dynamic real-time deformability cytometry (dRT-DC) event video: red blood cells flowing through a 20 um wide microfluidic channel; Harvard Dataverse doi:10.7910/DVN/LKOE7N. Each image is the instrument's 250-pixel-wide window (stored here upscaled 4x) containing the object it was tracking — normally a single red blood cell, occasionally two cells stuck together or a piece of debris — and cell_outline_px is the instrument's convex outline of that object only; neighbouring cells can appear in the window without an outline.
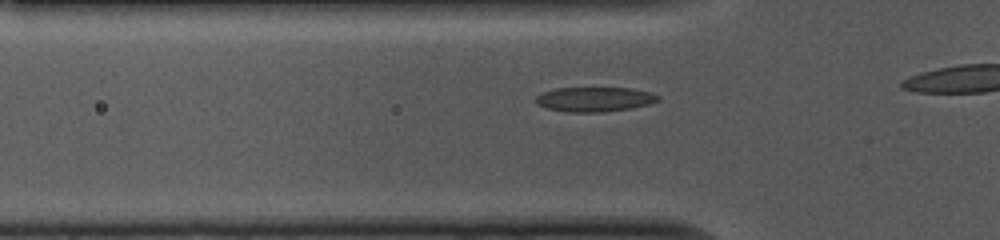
{"species": "common noctule bat (a hibernating species)", "species_latin": "Nyctalus noctula", "temperature_condition": "cold", "stored_images_in_passage": 17, "camera_frame_rate_fps": 3000, "um_per_image_px": 0.085, "animal": {"sex": "female", "body_mass_g": 10.0, "forearm_length_mm": 53.1}, "frame": {"image": 1, "passage_image": 12, "time_ms": 3.667, "image_size_px": [1000, 240], "cell_outline_px": [[660, 100], [648, 104], [632, 108], [604, 112], [568, 112], [544, 108], [536, 104], [536, 96], [544, 92], [556, 88], [632, 88], [652, 92], [660, 96]], "centroid_in_image_um": [50.55, 8.44], "position_along_channel_um": 75.2, "area_um2": 17.69}}
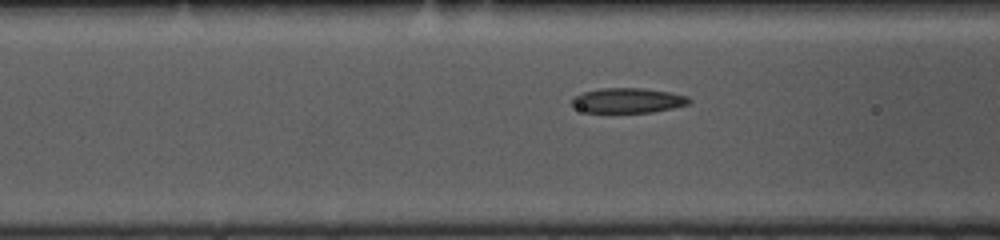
{"frame": {"image": 2, "passage_image": 15, "time_ms": 4.667, "image_size_px": [1000, 240], "cell_outline_px": [[692, 100], [688, 104], [672, 108], [652, 112], [584, 112], [572, 108], [572, 96], [584, 92], [600, 88], [644, 88], [668, 92], [688, 96]], "centroid_in_image_um": [53.32, 8.54], "position_along_channel_um": 113.3, "area_um2": 17.11}}